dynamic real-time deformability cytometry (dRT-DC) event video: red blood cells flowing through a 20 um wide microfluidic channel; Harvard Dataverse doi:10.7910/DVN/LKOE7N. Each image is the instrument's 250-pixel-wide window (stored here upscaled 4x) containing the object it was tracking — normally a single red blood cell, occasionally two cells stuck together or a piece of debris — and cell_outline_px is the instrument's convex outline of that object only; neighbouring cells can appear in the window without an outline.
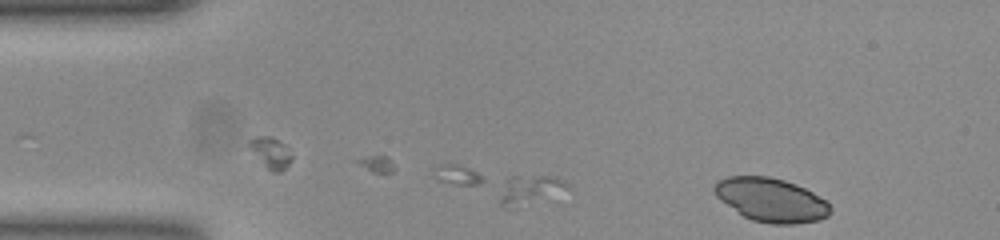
{"species": "common noctule bat (a hibernating species)", "species_latin": "Nyctalus noctula", "temperature_condition": "room temperature", "stored_images_in_passage": 3, "camera_frame_rate_fps": 3000, "um_per_image_px": 0.085, "animal": {"sex": "female", "body_mass_g": 23.0, "forearm_length_mm": 53.4}, "frame": {"image": 1, "passage_image": 3, "time_ms": 0.667, "image_size_px": [1000, 240], "cell_outline_px": [[832, 212], [828, 216], [820, 220], [792, 224], [772, 224], [752, 220], [744, 216], [720, 200], [716, 196], [712, 188], [720, 180], [728, 176], [768, 176], [784, 180], [796, 184], [812, 192], [824, 200], [832, 208]], "centroid_in_image_um": [65.55, 17.0], "position_along_channel_um": 19.4, "area_um2": 29.42}}